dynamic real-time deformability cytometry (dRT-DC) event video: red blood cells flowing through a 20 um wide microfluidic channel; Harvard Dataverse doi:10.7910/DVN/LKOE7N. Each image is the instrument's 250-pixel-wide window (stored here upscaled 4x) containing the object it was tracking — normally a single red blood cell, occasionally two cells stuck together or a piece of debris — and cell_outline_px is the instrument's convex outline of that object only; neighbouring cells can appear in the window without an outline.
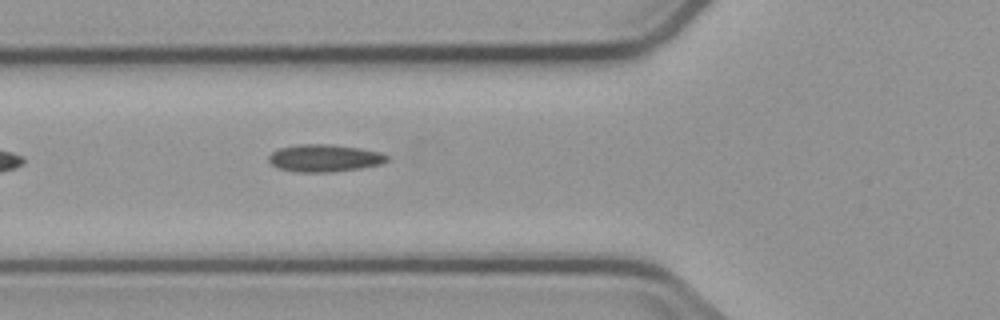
{"species": "common noctule bat (a hibernating species)", "species_latin": "Nyctalus noctula", "temperature_condition": "cold", "stored_images_in_passage": 2, "camera_frame_rate_fps": 3000, "um_per_image_px": 0.085, "animal": {"sex": "male", "body_mass_g": 23.1, "forearm_length_mm": 52.7}, "frame": {"image": 1, "passage_image": 2, "time_ms": 1.0, "image_size_px": [1000, 320], "cell_outline_px": [[388, 160], [380, 164], [360, 168], [328, 172], [296, 172], [280, 168], [272, 164], [268, 160], [268, 156], [272, 152], [280, 148], [296, 144], [332, 144], [360, 148], [380, 152], [388, 156]], "centroid_in_image_um": [27.57, 13.43], "position_along_channel_um": 98.2, "area_um2": 18.79}}